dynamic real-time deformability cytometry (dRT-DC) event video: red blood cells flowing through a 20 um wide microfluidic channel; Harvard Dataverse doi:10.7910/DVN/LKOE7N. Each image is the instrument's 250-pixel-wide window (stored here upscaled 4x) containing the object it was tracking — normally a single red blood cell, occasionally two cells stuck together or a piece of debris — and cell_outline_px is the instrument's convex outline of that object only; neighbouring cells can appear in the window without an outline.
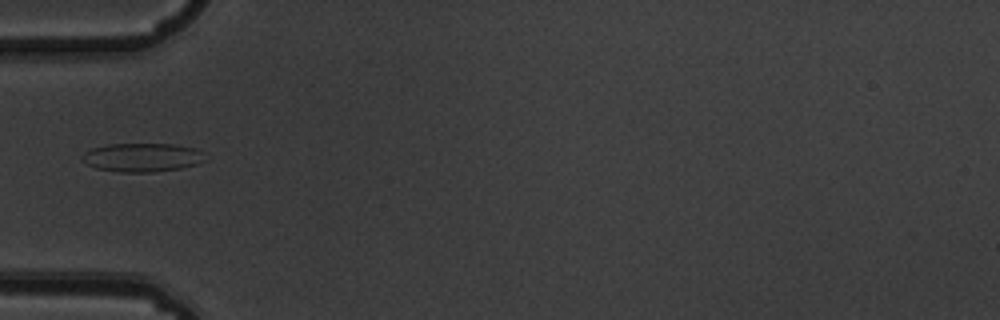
{"species": "common noctule bat (a hibernating species)", "species_latin": "Nyctalus noctula", "temperature_condition": "warm", "stored_images_in_passage": 4, "camera_frame_rate_fps": 3000, "um_per_image_px": 0.085, "animal": {"sex": "male", "body_mass_g": 19.5, "forearm_length_mm": 54.6}, "frame": {"image": 1, "passage_image": 3, "time_ms": 0.667, "image_size_px": [1000, 320], "cell_outline_px": [[204, 160], [196, 164], [180, 168], [152, 172], [120, 172], [96, 168], [80, 160], [80, 156], [84, 152], [92, 148], [108, 144], [172, 144], [196, 148], [200, 152]], "centroid_in_image_um": [12.01, 13.38], "position_along_channel_um": 73.0, "area_um2": 20.4}}